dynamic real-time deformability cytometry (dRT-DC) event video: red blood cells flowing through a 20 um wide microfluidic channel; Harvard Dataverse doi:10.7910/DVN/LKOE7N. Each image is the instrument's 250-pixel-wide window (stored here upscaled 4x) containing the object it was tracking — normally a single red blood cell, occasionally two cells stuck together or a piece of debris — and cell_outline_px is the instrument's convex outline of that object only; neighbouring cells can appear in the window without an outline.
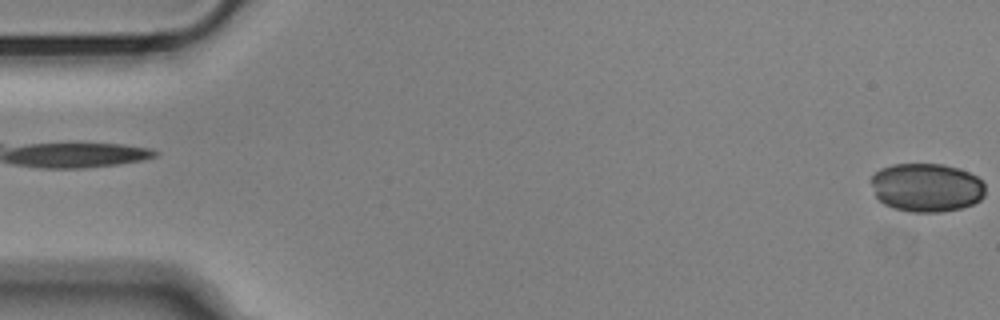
{"species": "Egyptian fruit bat (a non-hibernating species)", "species_latin": "Rousettus aegyptiacus", "temperature_condition": "cold", "stored_images_in_passage": 55, "camera_frame_rate_fps": 3000, "um_per_image_px": 0.085, "animal": {"sex": "male"}, "frame": {"image": 1, "passage_image": 1, "time_ms": 0.0, "image_size_px": [1000, 320], "cell_outline_px": [[984, 196], [980, 200], [972, 204], [960, 208], [940, 212], [908, 212], [892, 208], [884, 204], [876, 196], [872, 184], [872, 176], [880, 168], [892, 164], [944, 164], [960, 168], [976, 176], [984, 184]], "centroid_in_image_um": [78.75, 15.94], "position_along_channel_um": 6.2, "area_um2": 32.43}}
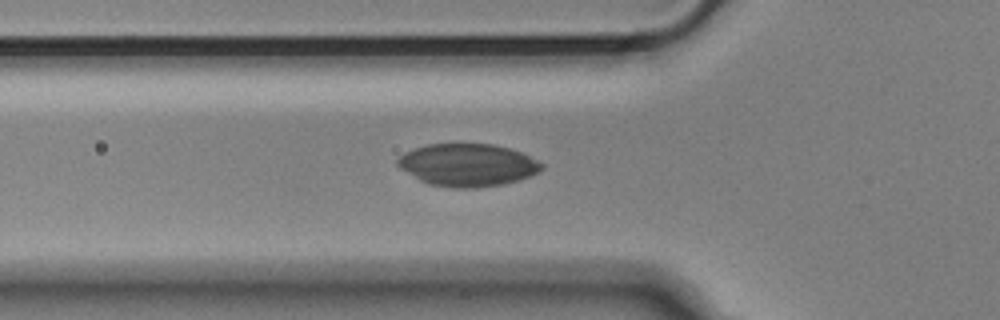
{"frame": {"image": 2, "passage_image": 19, "time_ms": 6.0, "image_size_px": [1000, 320], "cell_outline_px": [[544, 168], [540, 172], [520, 180], [504, 184], [476, 188], [452, 188], [428, 184], [420, 180], [400, 168], [396, 164], [396, 160], [404, 152], [428, 144], [492, 144], [508, 148], [520, 152], [544, 164]], "centroid_in_image_um": [39.76, 14.04], "position_along_channel_um": 86.0, "area_um2": 35.78}}
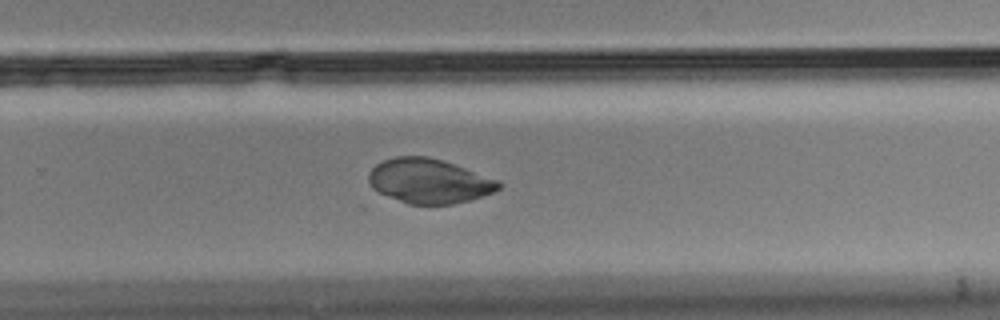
{"frame": {"image": 3, "passage_image": 36, "time_ms": 11.667, "image_size_px": [1000, 320], "cell_outline_px": [[504, 184], [500, 188], [492, 192], [472, 200], [452, 204], [408, 204], [380, 192], [372, 188], [368, 180], [368, 172], [376, 164], [384, 160], [396, 156], [428, 156], [444, 160], [500, 180]], "centroid_in_image_um": [36.5, 15.37], "position_along_channel_um": 293.3, "area_um2": 33.93}}